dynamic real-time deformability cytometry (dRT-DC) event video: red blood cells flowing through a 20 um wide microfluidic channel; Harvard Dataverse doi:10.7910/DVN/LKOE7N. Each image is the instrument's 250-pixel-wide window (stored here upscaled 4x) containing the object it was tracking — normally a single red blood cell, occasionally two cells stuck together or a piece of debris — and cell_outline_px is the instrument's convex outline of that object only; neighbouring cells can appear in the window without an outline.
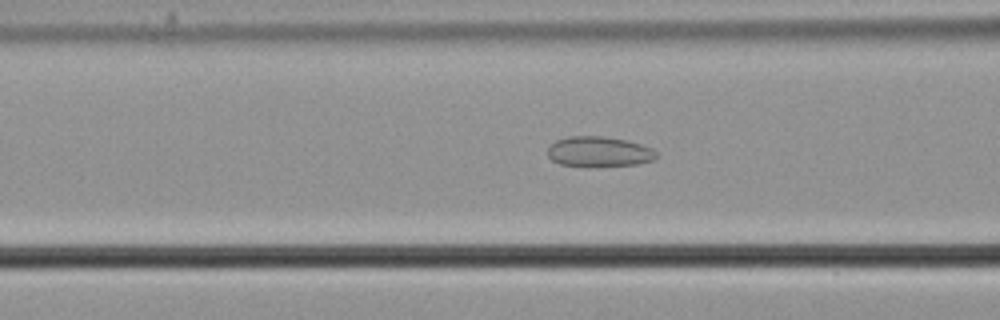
{"species": "common noctule bat (a hibernating species)", "species_latin": "Nyctalus noctula", "temperature_condition": "cold", "stored_images_in_passage": 56, "camera_frame_rate_fps": 3000, "um_per_image_px": 0.085, "animal": {"sex": "male", "body_mass_g": 21.5, "forearm_length_mm": 52.0}, "frame": {"image": 1, "passage_image": 23, "time_ms": 7.333, "image_size_px": [1000, 320], "cell_outline_px": [[656, 160], [636, 164], [592, 168], [588, 168], [560, 164], [552, 160], [548, 156], [548, 148], [556, 140], [568, 136], [600, 136], [628, 140], [652, 148], [656, 152]], "centroid_in_image_um": [50.91, 12.92], "position_along_channel_um": 115.7, "area_um2": 19.59}}
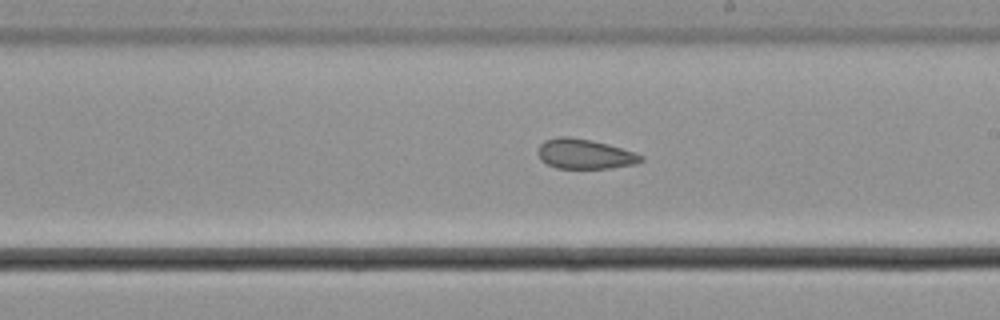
{"frame": {"image": 2, "passage_image": 33, "time_ms": 10.667, "image_size_px": [1000, 320], "cell_outline_px": [[644, 160], [636, 164], [612, 168], [556, 168], [540, 160], [540, 144], [544, 140], [560, 136], [568, 136], [592, 140], [608, 144], [644, 156]], "centroid_in_image_um": [49.72, 13.09], "position_along_channel_um": 239.3, "area_um2": 17.8}}
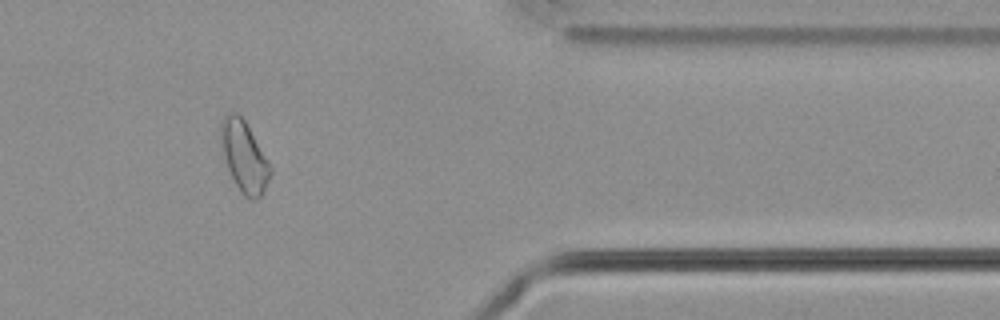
{"frame": {"image": 3, "passage_image": 47, "time_ms": 15.333, "image_size_px": [1000, 320], "cell_outline_px": [[272, 172], [264, 192], [256, 200], [252, 200], [244, 196], [240, 192], [228, 168], [224, 152], [220, 128], [220, 124], [224, 116], [228, 112], [236, 112], [244, 120], [272, 168]], "centroid_in_image_um": [20.78, 13.34], "position_along_channel_um": 390.6, "area_um2": 19.88}, "authors_computed_cell_mechanics": {"area_um2": 21.0103, "velocity_mm_per_s": 3.7073, "shape_relaxation_time_tau1_ms": null, "shape_relaxation_time_tau2_ms": 3.5495, "deformation_change_tau1": null, "deformation_change_tau2": 0.0876}}